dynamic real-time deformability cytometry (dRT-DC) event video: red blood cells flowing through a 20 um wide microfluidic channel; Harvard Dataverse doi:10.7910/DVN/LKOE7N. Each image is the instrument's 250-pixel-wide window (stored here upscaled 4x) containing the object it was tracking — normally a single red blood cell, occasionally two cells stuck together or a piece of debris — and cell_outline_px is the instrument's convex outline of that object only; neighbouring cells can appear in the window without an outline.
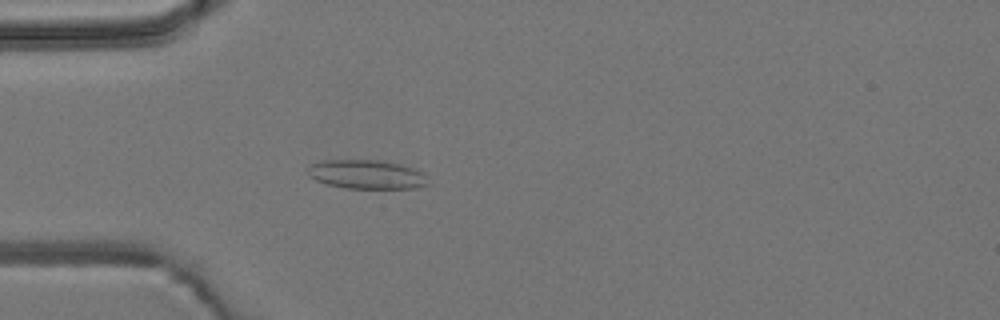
{"species": "common noctule bat (a hibernating species)", "species_latin": "Nyctalus noctula", "temperature_condition": "room temperature", "stored_images_in_passage": 4, "camera_frame_rate_fps": 3000, "um_per_image_px": 0.085, "animal": {"sex": "male", "body_mass_g": 19.2, "forearm_length_mm": 51.8}, "frame": {"image": 1, "passage_image": 4, "time_ms": 3.667, "image_size_px": [1000, 320], "cell_outline_px": [[428, 184], [420, 188], [344, 188], [328, 184], [316, 180], [308, 176], [304, 168], [308, 164], [324, 160], [376, 160], [400, 164], [424, 172]], "centroid_in_image_um": [31.11, 14.82], "position_along_channel_um": 53.9, "area_um2": 20.52}}